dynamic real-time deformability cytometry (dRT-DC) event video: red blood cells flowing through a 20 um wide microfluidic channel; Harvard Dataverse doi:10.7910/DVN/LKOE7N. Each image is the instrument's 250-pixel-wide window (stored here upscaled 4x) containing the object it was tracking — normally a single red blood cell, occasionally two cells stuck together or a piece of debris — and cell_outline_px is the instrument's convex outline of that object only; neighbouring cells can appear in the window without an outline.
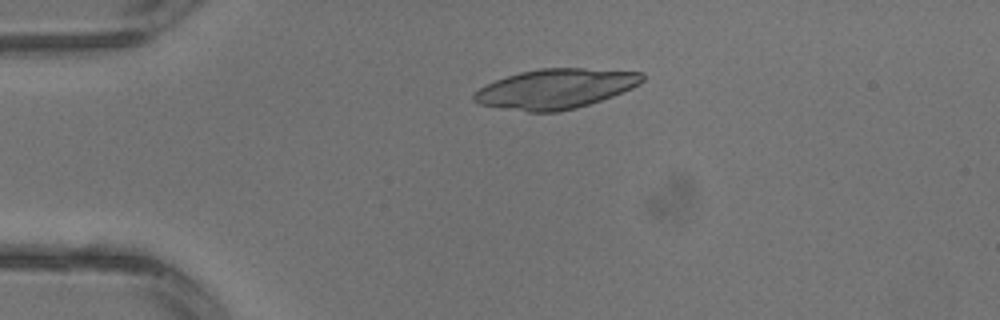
{"species": "common noctule bat (a hibernating species)", "species_latin": "Nyctalus noctula", "temperature_condition": "warm", "stored_images_in_passage": 3, "camera_frame_rate_fps": 3000, "um_per_image_px": 0.085, "animal": {"sex": "male", "body_mass_g": 13.3}, "frame": {"image": 1, "passage_image": 3, "time_ms": 0.667, "image_size_px": [1000, 320], "cell_outline_px": [[644, 80], [640, 84], [624, 92], [576, 108], [556, 112], [528, 112], [480, 104], [472, 100], [472, 96], [480, 88], [496, 80], [520, 72], [540, 68], [584, 68], [644, 72]], "centroid_in_image_um": [47.26, 7.54], "position_along_channel_um": 37.7, "area_um2": 38.84}}